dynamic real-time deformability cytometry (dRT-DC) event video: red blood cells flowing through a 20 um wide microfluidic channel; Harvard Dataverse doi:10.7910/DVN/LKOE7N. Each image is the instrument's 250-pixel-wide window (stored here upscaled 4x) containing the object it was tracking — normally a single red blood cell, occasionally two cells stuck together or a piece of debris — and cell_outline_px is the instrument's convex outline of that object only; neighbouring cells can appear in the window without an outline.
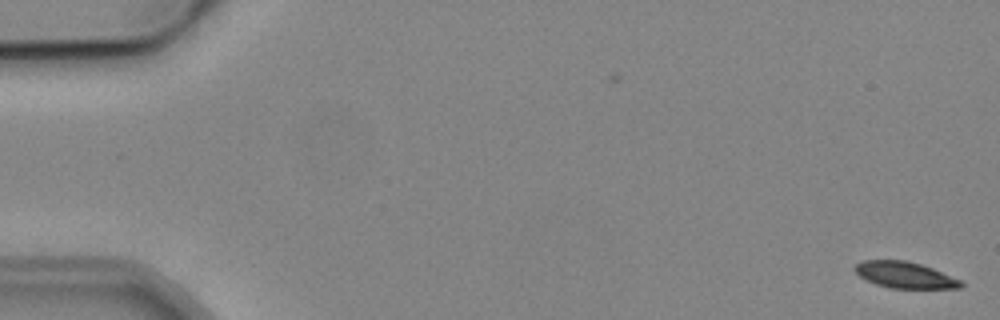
{"species": "common noctule bat (a hibernating species)", "species_latin": "Nyctalus noctula", "temperature_condition": "cold", "stored_images_in_passage": 2, "camera_frame_rate_fps": 3000, "um_per_image_px": 0.085, "animal": {"sex": "male", "body_mass_g": 19.2, "forearm_length_mm": 51.8}, "frame": {"image": 1, "passage_image": 2, "time_ms": 1.0, "image_size_px": [1000, 320], "cell_outline_px": [[964, 284], [960, 288], [892, 288], [876, 284], [860, 276], [852, 268], [856, 264], [864, 260], [904, 260], [920, 264], [932, 268], [960, 280]], "centroid_in_image_um": [76.89, 23.37], "position_along_channel_um": 8.1, "area_um2": 16.01}}